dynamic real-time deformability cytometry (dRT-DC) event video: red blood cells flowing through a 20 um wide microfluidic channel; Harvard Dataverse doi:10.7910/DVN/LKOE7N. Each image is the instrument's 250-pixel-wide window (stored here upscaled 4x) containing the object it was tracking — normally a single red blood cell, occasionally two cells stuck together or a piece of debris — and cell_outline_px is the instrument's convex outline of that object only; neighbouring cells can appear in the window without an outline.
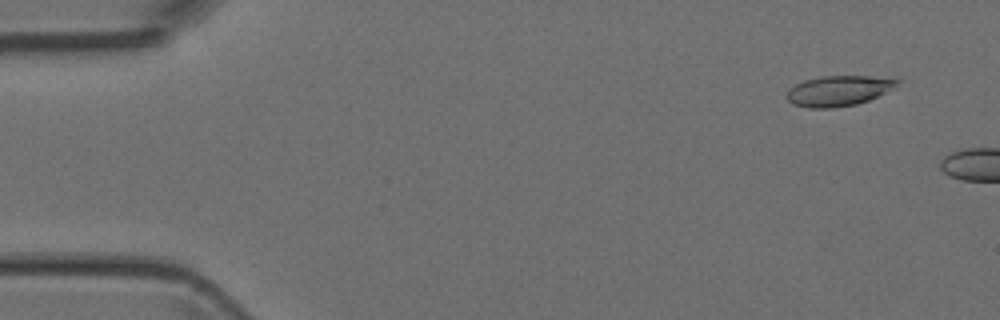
{"species": "Egyptian fruit bat (a non-hibernating species)", "species_latin": "Rousettus aegyptiacus", "temperature_condition": "room temperature", "stored_images_in_passage": 10, "camera_frame_rate_fps": 3000, "um_per_image_px": 0.085, "animal": {"sex": "female"}, "frame": {"image": 1, "passage_image": 4, "time_ms": 1.0, "image_size_px": [1000, 320], "cell_outline_px": [[900, 80], [896, 88], [868, 100], [856, 104], [832, 108], [808, 108], [792, 104], [788, 100], [788, 88], [804, 80], [820, 76], [868, 76]], "centroid_in_image_um": [71.26, 7.72], "position_along_channel_um": 13.7, "area_um2": 19.48}}